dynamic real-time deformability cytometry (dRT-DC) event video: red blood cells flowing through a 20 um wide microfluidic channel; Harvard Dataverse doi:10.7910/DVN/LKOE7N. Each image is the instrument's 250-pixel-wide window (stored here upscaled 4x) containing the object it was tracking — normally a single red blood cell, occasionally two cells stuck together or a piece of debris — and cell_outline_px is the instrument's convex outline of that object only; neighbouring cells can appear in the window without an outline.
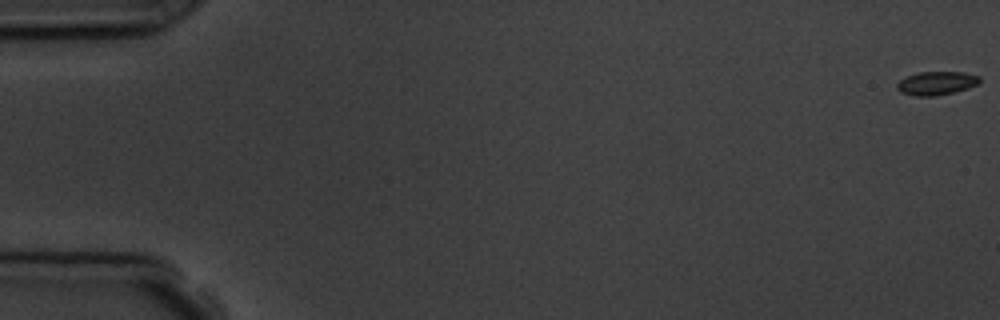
{"species": "common noctule bat (a hibernating species)", "species_latin": "Nyctalus noctula", "temperature_condition": "room temperature", "stored_images_in_passage": 4, "camera_frame_rate_fps": 3000, "um_per_image_px": 0.085, "animal": {"sex": "male", "body_mass_g": 19.5, "forearm_length_mm": 54.6}, "frame": {"image": 1, "passage_image": 1, "time_ms": 0.0, "image_size_px": [1000, 320], "cell_outline_px": [[980, 84], [968, 88], [952, 92], [932, 96], [916, 96], [900, 92], [896, 88], [896, 84], [900, 80], [908, 76], [920, 72], [964, 72], [980, 76]], "centroid_in_image_um": [79.61, 7.07], "position_along_channel_um": 5.4, "area_um2": 11.27}}
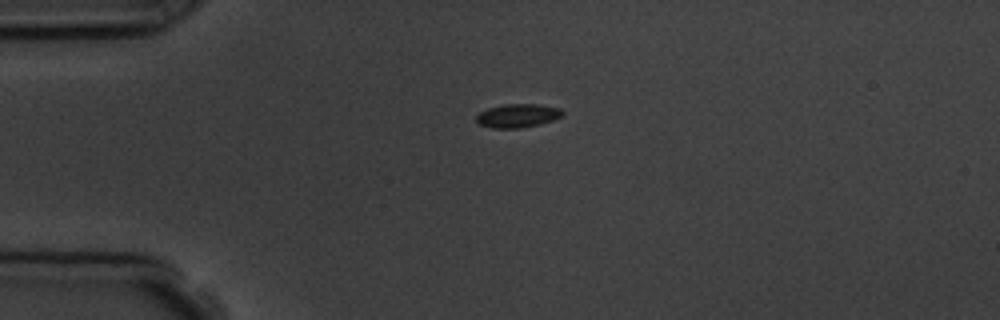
{"frame": {"image": 2, "passage_image": 4, "time_ms": 4.333, "image_size_px": [1000, 320], "cell_outline_px": [[564, 112], [560, 116], [552, 120], [540, 124], [520, 128], [492, 128], [480, 124], [476, 120], [476, 116], [480, 112], [488, 108], [504, 104], [536, 104], [560, 108]], "centroid_in_image_um": [43.99, 9.83], "position_along_channel_um": 41.0, "area_um2": 11.73}}